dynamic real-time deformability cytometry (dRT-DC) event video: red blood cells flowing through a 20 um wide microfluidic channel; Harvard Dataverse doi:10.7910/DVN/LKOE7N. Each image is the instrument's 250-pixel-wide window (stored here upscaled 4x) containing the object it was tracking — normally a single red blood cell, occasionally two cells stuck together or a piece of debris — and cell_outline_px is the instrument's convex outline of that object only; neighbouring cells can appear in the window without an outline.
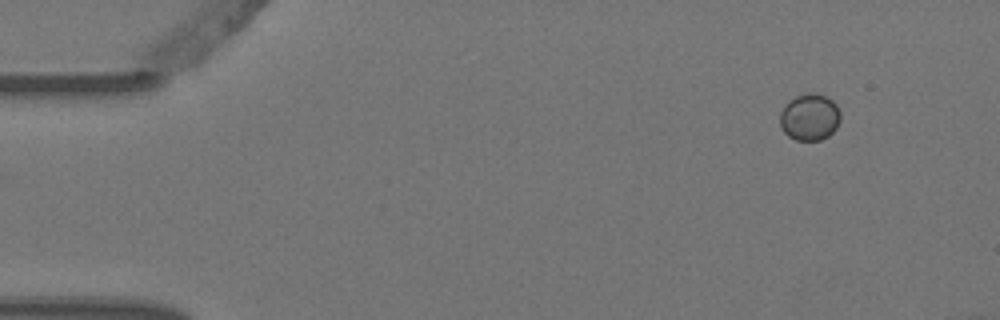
{"species": "Egyptian fruit bat (a non-hibernating species)", "species_latin": "Rousettus aegyptiacus", "temperature_condition": "warm", "stored_images_in_passage": 4, "camera_frame_rate_fps": 3000, "um_per_image_px": 0.085, "animal": {"sex": "female"}, "frame": {"image": 1, "passage_image": 1, "time_ms": 0.0, "image_size_px": [1000, 320], "cell_outline_px": [[840, 120], [836, 128], [828, 136], [820, 140], [796, 140], [788, 136], [780, 128], [780, 112], [784, 104], [788, 100], [796, 96], [808, 92], [812, 92], [824, 96], [832, 100], [836, 104], [840, 112]], "centroid_in_image_um": [68.8, 9.95], "position_along_channel_um": 16.2, "area_um2": 16.65}}